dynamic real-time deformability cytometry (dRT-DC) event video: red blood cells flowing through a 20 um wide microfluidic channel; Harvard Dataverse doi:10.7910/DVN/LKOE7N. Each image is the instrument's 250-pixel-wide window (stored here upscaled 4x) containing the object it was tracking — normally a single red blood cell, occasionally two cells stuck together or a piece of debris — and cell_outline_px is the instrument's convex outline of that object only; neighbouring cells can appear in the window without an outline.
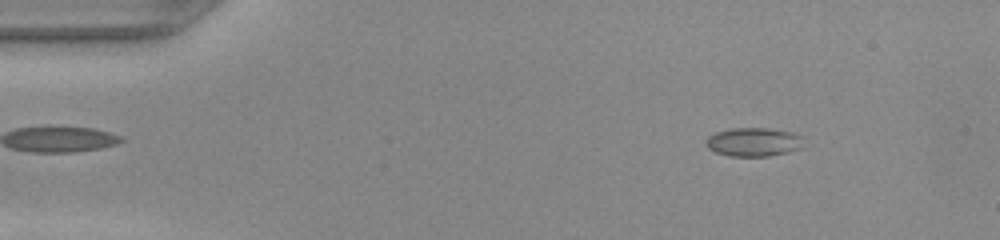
{"species": "common noctule bat (a hibernating species)", "species_latin": "Nyctalus noctula", "temperature_condition": "warm", "stored_images_in_passage": 46, "camera_frame_rate_fps": 3000, "um_per_image_px": 0.085, "animal": {"sex": "female", "body_mass_g": 22.0, "forearm_length_mm": 56.7}, "frame": {"image": 1, "passage_image": 3, "time_ms": 0.667, "image_size_px": [1000, 240], "cell_outline_px": [[804, 136], [800, 148], [788, 152], [768, 156], [728, 156], [716, 152], [708, 148], [704, 144], [704, 140], [708, 136], [716, 132], [732, 128], [768, 128], [792, 132]], "centroid_in_image_um": [64.03, 12.06], "position_along_channel_um": 21.0, "area_um2": 16.47}}
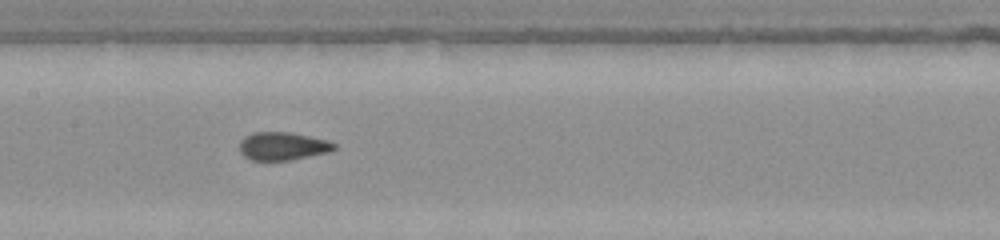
{"frame": {"image": 2, "passage_image": 21, "time_ms": 6.667, "image_size_px": [1000, 240], "cell_outline_px": [[336, 148], [328, 152], [292, 160], [252, 160], [244, 156], [240, 152], [240, 140], [244, 136], [252, 132], [288, 132], [328, 140], [336, 144]], "centroid_in_image_um": [24.01, 12.42], "position_along_channel_um": 183.4, "area_um2": 15.49}}
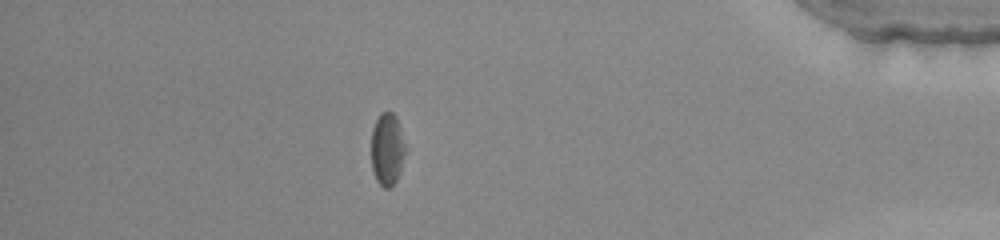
{"frame": {"image": 3, "passage_image": 40, "time_ms": 13.0, "image_size_px": [1000, 240], "cell_outline_px": [[404, 152], [400, 172], [396, 180], [388, 188], [384, 188], [376, 180], [372, 168], [372, 128], [380, 112], [392, 112], [396, 116], [400, 128], [404, 144]], "centroid_in_image_um": [32.89, 12.67], "position_along_channel_um": 402.3, "area_um2": 14.1}}